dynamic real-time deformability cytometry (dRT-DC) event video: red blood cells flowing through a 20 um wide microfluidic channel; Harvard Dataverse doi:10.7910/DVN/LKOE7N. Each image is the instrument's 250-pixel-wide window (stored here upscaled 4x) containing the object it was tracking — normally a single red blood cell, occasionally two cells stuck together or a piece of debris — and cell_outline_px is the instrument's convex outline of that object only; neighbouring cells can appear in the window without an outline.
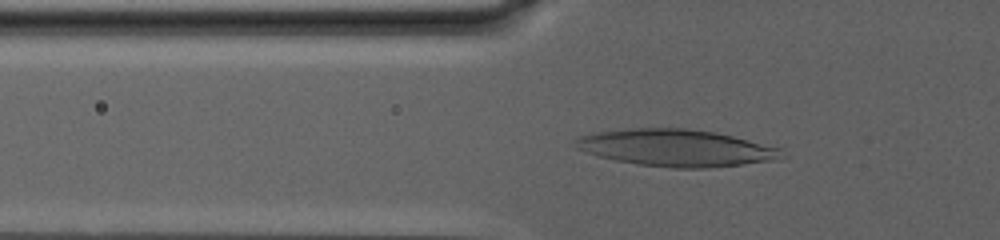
{"species": "human", "species_latin": "Homo sapiens", "temperature_condition": "warm", "stored_images_in_passage": 85, "camera_frame_rate_fps": 3000, "um_per_image_px": 0.085, "donor": {"sex": "male"}, "frame": {"image": 1, "passage_image": 33, "time_ms": 10.667, "image_size_px": [1000, 240], "cell_outline_px": [[788, 156], [780, 160], [704, 168], [672, 168], [636, 164], [596, 156], [576, 148], [572, 144], [580, 136], [596, 132], [632, 128], [688, 128], [716, 132], [780, 148]], "centroid_in_image_um": [57.49, 12.57], "position_along_channel_um": 68.3, "area_um2": 44.62}}
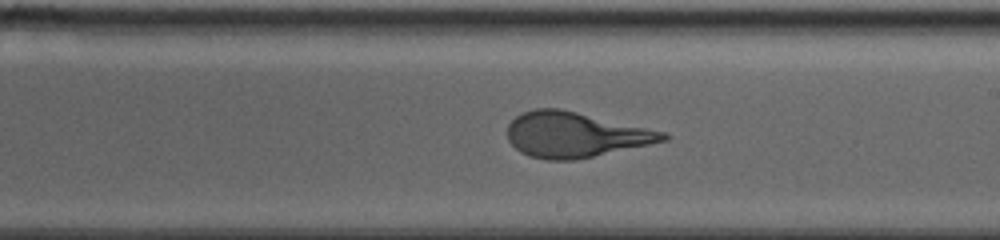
{"frame": {"image": 2, "passage_image": 54, "time_ms": 17.667, "image_size_px": [1000, 240], "cell_outline_px": [[668, 140], [576, 160], [548, 160], [528, 156], [520, 152], [508, 140], [508, 124], [516, 116], [524, 112], [536, 108], [560, 108], [664, 132], [668, 136]], "centroid_in_image_um": [48.84, 11.46], "position_along_channel_um": 240.2, "area_um2": 40.63}}
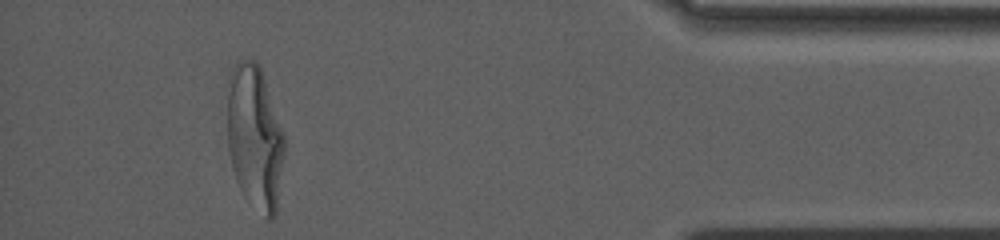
{"frame": {"image": 3, "passage_image": 79, "time_ms": 26.0, "image_size_px": [1000, 240], "cell_outline_px": [[284, 152], [276, 212], [272, 220], [268, 220], [244, 196], [236, 180], [232, 168], [228, 148], [228, 92], [232, 68], [240, 60], [256, 60], [260, 64], [284, 132]], "centroid_in_image_um": [21.67, 11.66], "position_along_channel_um": 413.5, "area_um2": 47.92}, "authors_computed_cell_mechanics": {"area_um2": 44.217, "velocity_mm_per_s": 2.567, "shape_relaxation_time_tau1_ms": 6.8524, "shape_relaxation_time_tau2_ms": 1.0727, "deformation_change_tau1": 0.2746, "deformation_change_tau2": 0.0942}}